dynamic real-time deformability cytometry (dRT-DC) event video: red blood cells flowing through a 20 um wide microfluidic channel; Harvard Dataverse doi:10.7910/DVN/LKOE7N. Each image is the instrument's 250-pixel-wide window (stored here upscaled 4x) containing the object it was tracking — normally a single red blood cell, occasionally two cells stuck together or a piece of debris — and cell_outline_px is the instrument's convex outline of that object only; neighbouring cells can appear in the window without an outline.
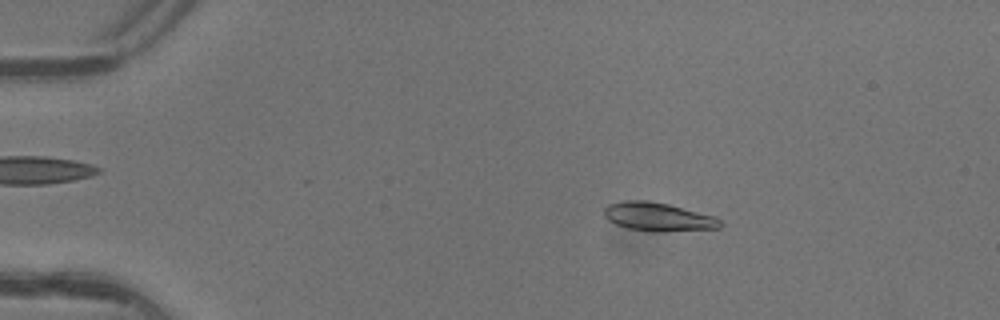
{"species": "common noctule bat (a hibernating species)", "species_latin": "Nyctalus noctula", "temperature_condition": "warm", "stored_images_in_passage": 4, "camera_frame_rate_fps": 3000, "um_per_image_px": 0.085, "animal": {"sex": "female"}, "frame": {"image": 1, "passage_image": 2, "time_ms": 0.333, "image_size_px": [1000, 320], "cell_outline_px": [[724, 224], [720, 228], [664, 232], [652, 232], [628, 228], [616, 224], [608, 220], [604, 216], [604, 208], [608, 204], [624, 200], [644, 200], [668, 204], [716, 216]], "centroid_in_image_um": [55.96, 18.44], "position_along_channel_um": 29.0, "area_um2": 19.54}}